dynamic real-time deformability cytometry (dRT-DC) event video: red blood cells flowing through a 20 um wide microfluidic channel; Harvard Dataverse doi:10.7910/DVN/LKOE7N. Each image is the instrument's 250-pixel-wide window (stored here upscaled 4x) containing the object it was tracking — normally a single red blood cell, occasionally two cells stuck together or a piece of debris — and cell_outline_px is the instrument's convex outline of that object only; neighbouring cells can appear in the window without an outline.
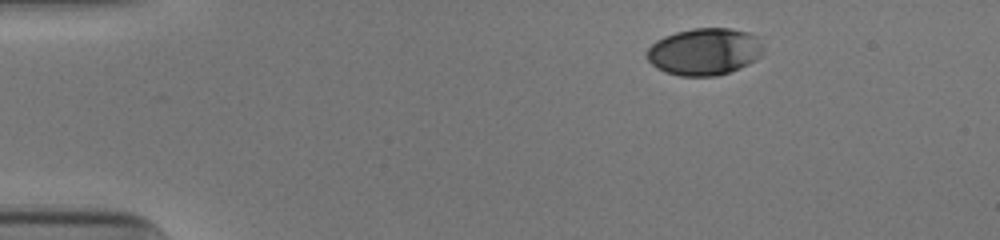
{"species": "human", "species_latin": "Homo sapiens", "temperature_condition": "cold", "stored_images_in_passage": 37, "camera_frame_rate_fps": 3000, "um_per_image_px": 0.085, "donor": {"sex": "male"}, "frame": {"image": 1, "passage_image": 1, "time_ms": 0.0, "image_size_px": [1000, 240], "cell_outline_px": [[764, 48], [760, 56], [756, 60], [740, 68], [716, 76], [680, 76], [664, 72], [656, 68], [644, 56], [648, 48], [656, 40], [664, 36], [676, 32], [692, 28], [732, 28], [748, 32], [760, 36], [764, 44]], "centroid_in_image_um": [59.9, 4.38], "position_along_channel_um": 25.1, "area_um2": 32.48}}
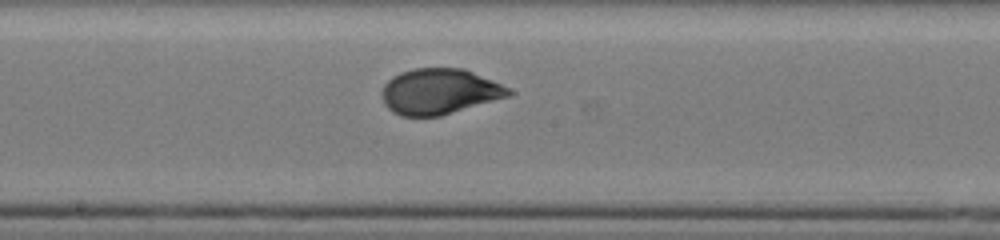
{"frame": {"image": 2, "passage_image": 22, "time_ms": 7.0, "image_size_px": [1000, 240], "cell_outline_px": [[516, 92], [508, 96], [440, 116], [400, 116], [392, 112], [384, 104], [384, 84], [392, 76], [400, 72], [412, 68], [464, 68], [492, 80]], "centroid_in_image_um": [37.34, 7.77], "position_along_channel_um": 210.9, "area_um2": 33.47}}
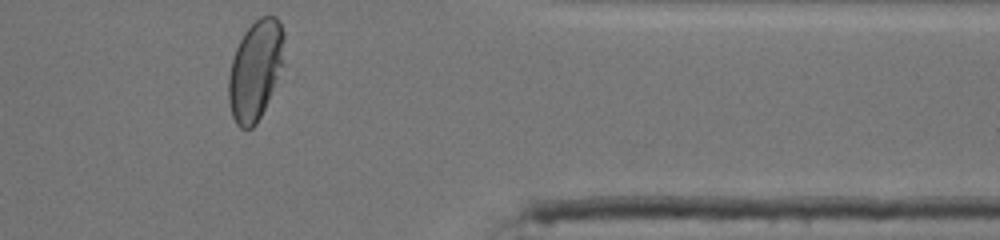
{"frame": {"image": 3, "passage_image": 37, "time_ms": 12.0, "image_size_px": [1000, 240], "cell_outline_px": [[284, 64], [268, 100], [256, 124], [252, 128], [240, 128], [236, 124], [232, 116], [228, 100], [228, 76], [232, 60], [236, 48], [244, 32], [260, 16], [276, 16], [280, 20], [284, 32]], "centroid_in_image_um": [21.71, 5.94], "position_along_channel_um": 389.7, "area_um2": 32.43}, "authors_computed_cell_mechanics": {"area_um2": 33.4084, "velocity_mm_per_s": 3.8823, "shape_relaxation_time_tau1_ms": 3.6541, "shape_relaxation_time_tau2_ms": null, "deformation_change_tau1": 0.1617, "deformation_change_tau2": null}}